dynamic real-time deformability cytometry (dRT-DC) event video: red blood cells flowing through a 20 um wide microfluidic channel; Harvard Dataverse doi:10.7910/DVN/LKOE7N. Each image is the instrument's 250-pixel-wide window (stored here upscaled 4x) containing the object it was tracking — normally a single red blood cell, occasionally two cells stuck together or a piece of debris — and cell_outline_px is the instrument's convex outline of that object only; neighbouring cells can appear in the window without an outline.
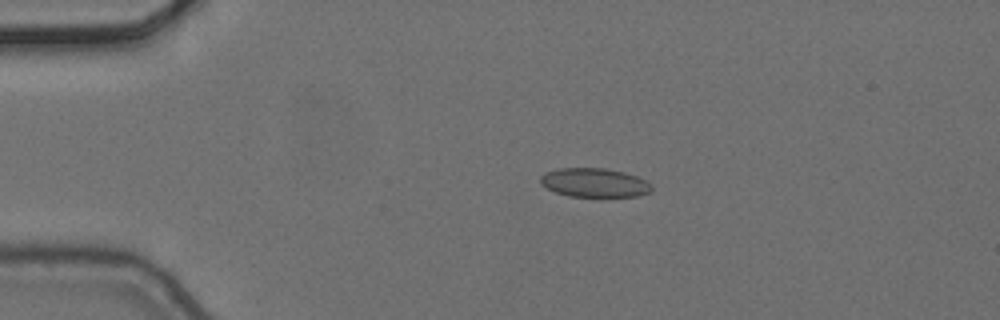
{"species": "common noctule bat (a hibernating species)", "species_latin": "Nyctalus noctula", "temperature_condition": "cold", "stored_images_in_passage": 5, "camera_frame_rate_fps": 3000, "um_per_image_px": 0.085, "animal": {"sex": "female", "body_mass_g": 24.6, "forearm_length_mm": 56.2}, "frame": {"image": 1, "passage_image": 3, "time_ms": 0.667, "image_size_px": [1000, 320], "cell_outline_px": [[652, 192], [636, 196], [600, 200], [568, 196], [556, 192], [540, 184], [540, 176], [548, 172], [560, 168], [608, 168], [624, 172], [648, 180], [652, 184]], "centroid_in_image_um": [50.6, 15.58], "position_along_channel_um": 34.4, "area_um2": 19.77}}